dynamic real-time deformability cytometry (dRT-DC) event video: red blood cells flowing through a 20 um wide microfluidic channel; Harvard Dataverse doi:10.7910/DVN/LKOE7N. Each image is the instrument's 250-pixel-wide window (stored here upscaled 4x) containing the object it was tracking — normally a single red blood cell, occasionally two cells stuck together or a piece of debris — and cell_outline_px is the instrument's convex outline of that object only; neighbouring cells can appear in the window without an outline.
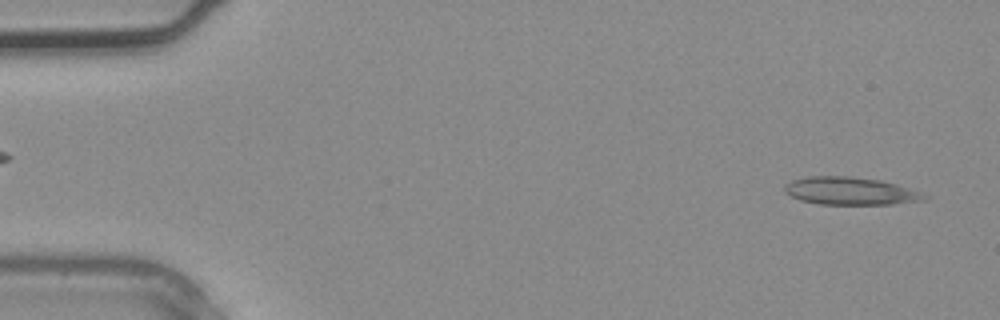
{"species": "common noctule bat (a hibernating species)", "species_latin": "Nyctalus noctula", "temperature_condition": "warm", "stored_images_in_passage": 4, "segment_of_instrument_passage": [2, 2], "camera_frame_rate_fps": 3000, "um_per_image_px": 0.085, "animal": {"sex": "male", "body_mass_g": 20.4}, "frame": {"image": 1, "passage_image": 4, "time_ms": 1.0, "image_size_px": [1000, 320], "cell_outline_px": [[932, 196], [924, 200], [892, 204], [820, 204], [800, 200], [784, 192], [784, 184], [792, 180], [804, 176], [848, 176], [880, 180], [896, 184]], "centroid_in_image_um": [72.26, 16.23], "position_along_channel_um": 12.7, "area_um2": 22.6}}